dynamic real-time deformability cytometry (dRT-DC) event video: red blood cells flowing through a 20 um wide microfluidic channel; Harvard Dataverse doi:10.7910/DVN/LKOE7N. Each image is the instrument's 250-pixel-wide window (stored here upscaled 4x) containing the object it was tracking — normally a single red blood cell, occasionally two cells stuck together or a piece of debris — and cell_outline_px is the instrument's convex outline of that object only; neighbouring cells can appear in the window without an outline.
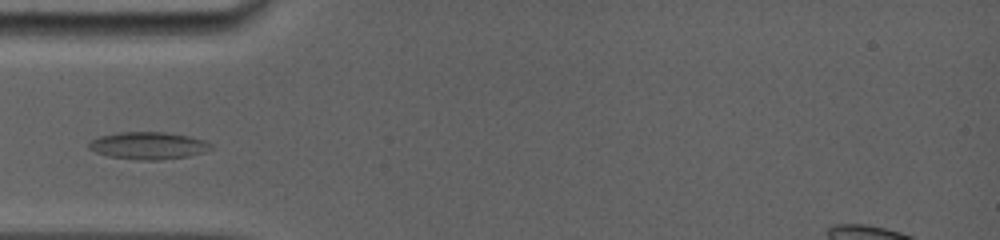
{"species": "common noctule bat (a hibernating species)", "species_latin": "Nyctalus noctula", "temperature_condition": "room temperature", "stored_images_in_passage": 17, "camera_frame_rate_fps": 5000, "um_per_image_px": 0.085, "animal": {"sex": "female", "body_mass_g": 19.0, "forearm_length_mm": 56.7}, "frame": {"image": 1, "passage_image": 4, "time_ms": 2.8, "image_size_px": [1000, 240], "cell_outline_px": [[212, 148], [204, 152], [188, 156], [160, 160], [140, 160], [108, 156], [96, 152], [88, 148], [88, 144], [92, 140], [100, 136], [116, 132], [164, 132], [188, 136], [204, 140], [212, 144]], "centroid_in_image_um": [12.6, 12.37], "position_along_channel_um": 72.4, "area_um2": 19.36}}
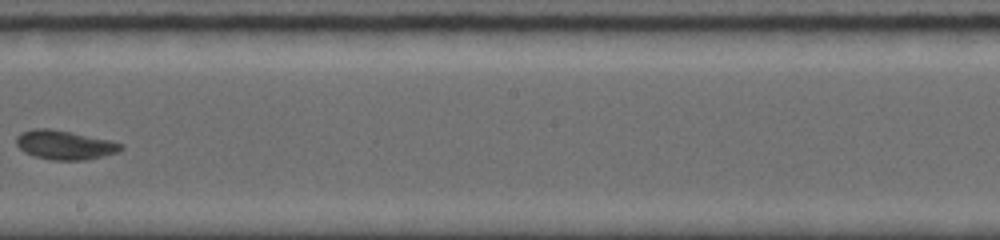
{"frame": {"image": 2, "passage_image": 9, "time_ms": 7.2, "image_size_px": [1000, 240], "cell_outline_px": [[124, 148], [120, 152], [84, 160], [52, 160], [32, 156], [24, 152], [16, 144], [16, 136], [20, 132], [32, 128], [52, 128], [112, 140], [124, 144]], "centroid_in_image_um": [5.51, 12.31], "position_along_channel_um": 242.7, "area_um2": 18.15}}
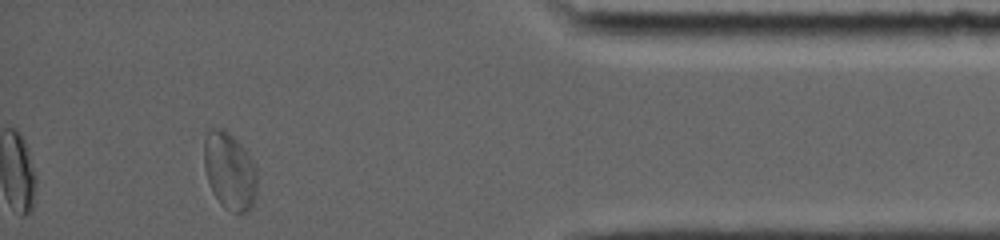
{"frame": {"image": 3, "passage_image": 17, "time_ms": 12.4, "image_size_px": [1000, 240], "cell_outline_px": [[256, 196], [252, 208], [248, 212], [232, 212], [224, 208], [220, 204], [212, 192], [208, 180], [204, 164], [204, 136], [208, 128], [224, 128], [244, 148], [256, 168]], "centroid_in_image_um": [19.5, 14.54], "position_along_channel_um": 415.7, "area_um2": 24.04}, "authors_computed_cell_mechanics": {"area_um2": 18.2648, "velocity_mm_per_s": 3.867, "shape_relaxation_time_tau1_ms": 6.0973, "shape_relaxation_time_tau2_ms": 3.0445, "deformation_change_tau1": 0.1064, "deformation_change_tau2": 0.0612}}